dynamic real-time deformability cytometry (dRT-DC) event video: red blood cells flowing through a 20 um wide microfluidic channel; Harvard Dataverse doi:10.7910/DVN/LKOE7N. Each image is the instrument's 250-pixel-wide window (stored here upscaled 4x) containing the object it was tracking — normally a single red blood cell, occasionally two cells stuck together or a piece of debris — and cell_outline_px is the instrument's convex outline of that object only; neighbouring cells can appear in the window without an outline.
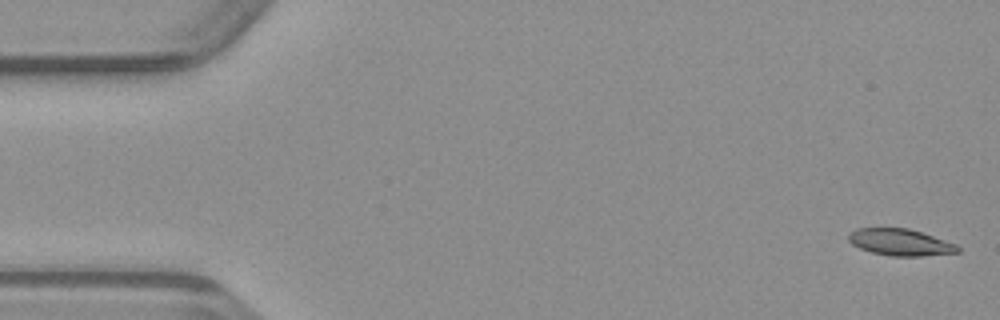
{"species": "common noctule bat (a hibernating species)", "species_latin": "Nyctalus noctula", "temperature_condition": "warm", "stored_images_in_passage": 49, "camera_frame_rate_fps": 3000, "um_per_image_px": 0.085, "animal": {"sex": "male", "body_mass_g": 23.1, "forearm_length_mm": 52.7}, "frame": {"image": 1, "passage_image": 1, "time_ms": 0.0, "image_size_px": [1000, 320], "cell_outline_px": [[960, 252], [920, 256], [892, 256], [872, 252], [860, 248], [852, 244], [848, 240], [848, 236], [856, 228], [908, 228], [956, 244], [960, 248]], "centroid_in_image_um": [76.52, 20.59], "position_along_channel_um": 8.5, "area_um2": 16.76}}
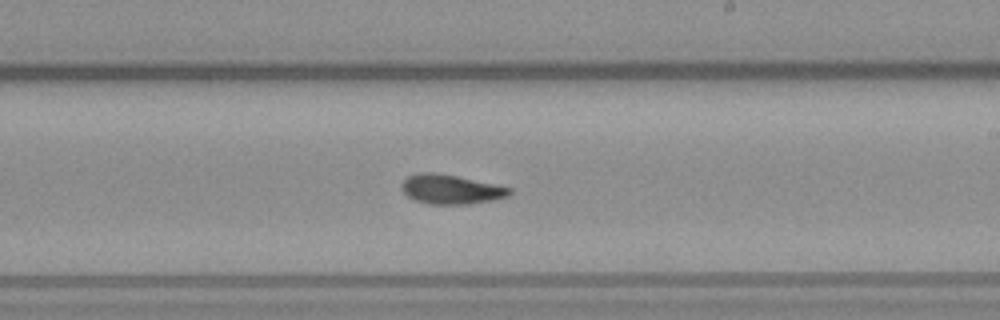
{"frame": {"image": 2, "passage_image": 28, "time_ms": 9.0, "image_size_px": [1000, 320], "cell_outline_px": [[512, 192], [508, 196], [496, 200], [468, 204], [428, 204], [416, 200], [408, 196], [400, 188], [400, 184], [408, 176], [416, 172], [436, 172], [456, 176], [512, 188]], "centroid_in_image_um": [38.31, 16.09], "position_along_channel_um": 250.7, "area_um2": 18.55}}
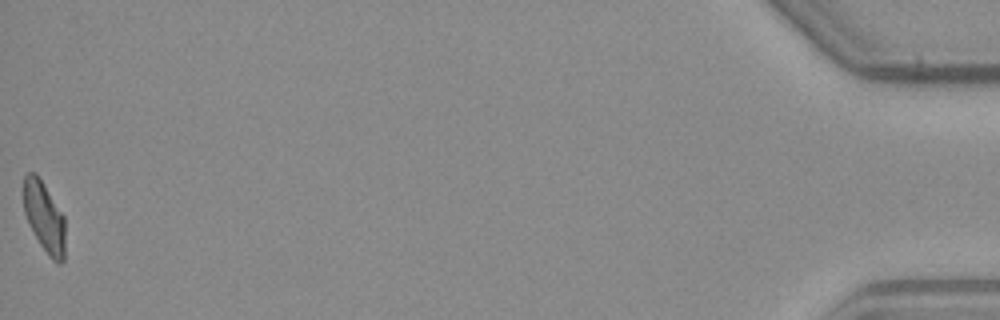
{"frame": {"image": 3, "passage_image": 49, "time_ms": 16.0, "image_size_px": [1000, 320], "cell_outline_px": [[64, 260], [60, 264], [56, 264], [48, 256], [40, 244], [28, 224], [24, 212], [24, 176], [28, 172], [36, 172], [44, 184], [64, 216]], "centroid_in_image_um": [3.76, 18.47], "position_along_channel_um": 431.4, "area_um2": 17.11}}